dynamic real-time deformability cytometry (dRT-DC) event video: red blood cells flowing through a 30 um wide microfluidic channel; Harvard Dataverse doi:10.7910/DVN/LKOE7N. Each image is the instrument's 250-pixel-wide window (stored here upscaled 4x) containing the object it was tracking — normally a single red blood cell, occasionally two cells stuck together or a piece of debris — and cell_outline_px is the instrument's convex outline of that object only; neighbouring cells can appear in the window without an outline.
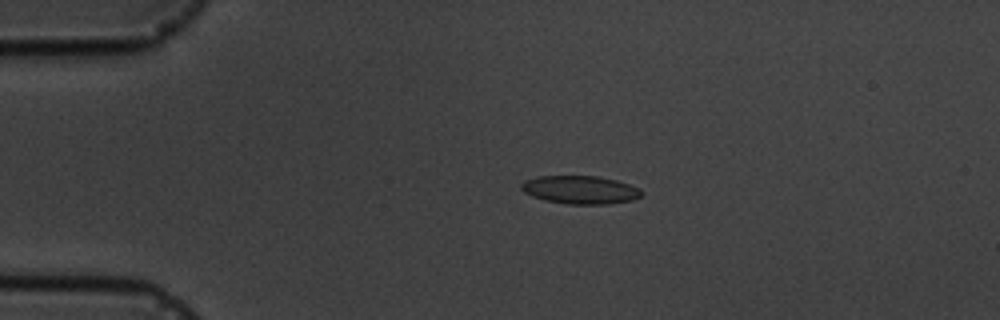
{"species": "common noctule bat (a hibernating species)", "species_latin": "Nyctalus noctula", "temperature_condition": "cold", "stored_images_in_passage": 4, "camera_frame_rate_fps": 3000, "um_per_image_px": 0.085, "animal": {"sex": "male", "body_mass_g": 19.5, "forearm_length_mm": 54.6}, "frame": {"image": 1, "passage_image": 3, "time_ms": 2.333, "image_size_px": [1000, 320], "cell_outline_px": [[644, 192], [640, 196], [632, 200], [608, 204], [568, 204], [544, 200], [532, 196], [524, 192], [520, 188], [520, 184], [524, 180], [536, 176], [596, 176], [616, 180], [640, 188]], "centroid_in_image_um": [49.3, 16.13], "position_along_channel_um": 35.7, "area_um2": 19.83}}